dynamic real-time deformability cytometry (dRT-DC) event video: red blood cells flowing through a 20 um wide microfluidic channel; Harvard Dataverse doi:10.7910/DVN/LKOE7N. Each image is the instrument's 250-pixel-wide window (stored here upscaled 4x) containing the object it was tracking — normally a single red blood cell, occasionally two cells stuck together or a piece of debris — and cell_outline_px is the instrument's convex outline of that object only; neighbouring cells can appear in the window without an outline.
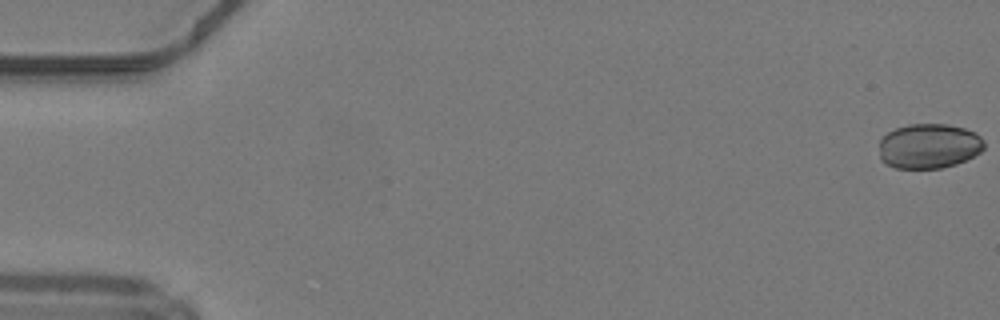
{"species": "common noctule bat (a hibernating species)", "species_latin": "Nyctalus noctula", "temperature_condition": "warm", "stored_images_in_passage": 50, "camera_frame_rate_fps": 3000, "um_per_image_px": 0.085, "animal": {"sex": "male", "body_mass_g": 19.2, "forearm_length_mm": 51.8}, "frame": {"image": 1, "passage_image": 1, "time_ms": 0.0, "image_size_px": [1000, 320], "cell_outline_px": [[984, 148], [980, 152], [956, 164], [940, 168], [896, 168], [884, 164], [880, 160], [880, 140], [888, 132], [896, 128], [908, 124], [948, 124], [964, 128], [976, 132], [984, 140]], "centroid_in_image_um": [78.95, 12.41], "position_along_channel_um": 6.0, "area_um2": 27.57}}
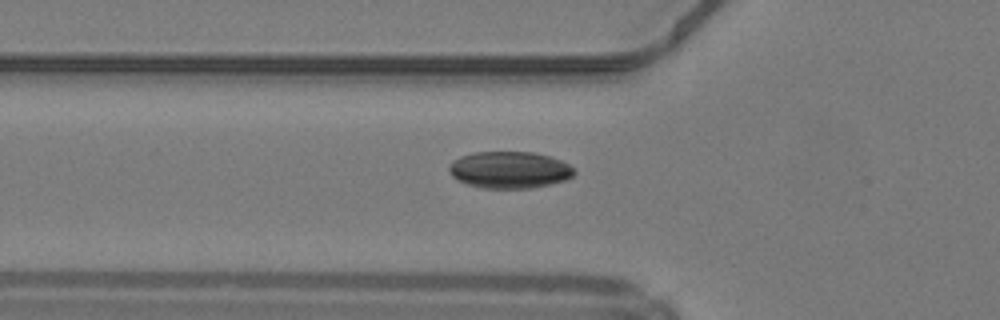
{"frame": {"image": 2, "passage_image": 18, "time_ms": 5.667, "image_size_px": [1000, 320], "cell_outline_px": [[576, 172], [572, 176], [564, 180], [532, 188], [484, 188], [468, 184], [456, 180], [452, 176], [448, 168], [448, 164], [452, 160], [460, 156], [476, 152], [532, 152], [548, 156], [560, 160], [568, 164]], "centroid_in_image_um": [43.26, 14.43], "position_along_channel_um": 82.5, "area_um2": 26.76}}
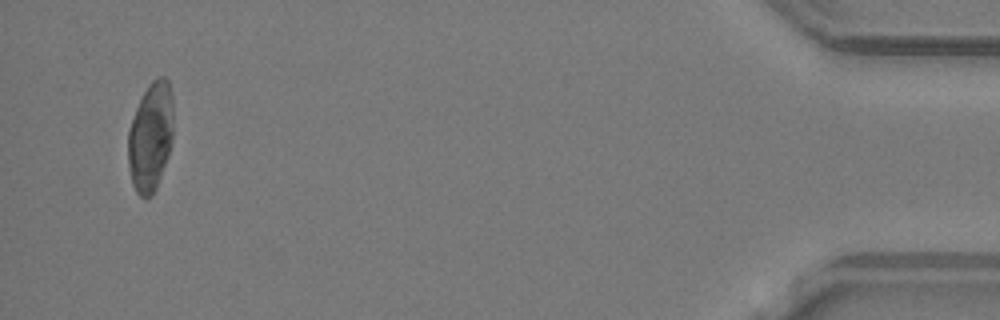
{"frame": {"image": 3, "passage_image": 48, "time_ms": 15.667, "image_size_px": [1000, 320], "cell_outline_px": [[172, 140], [168, 156], [156, 188], [152, 196], [140, 196], [136, 192], [132, 184], [128, 168], [128, 132], [136, 108], [148, 84], [156, 76], [164, 76], [168, 80], [172, 92]], "centroid_in_image_um": [12.8, 11.6], "position_along_channel_um": 422.4, "area_um2": 28.84}, "authors_computed_cell_mechanics": {"area_um2": 27.6284, "velocity_mm_per_s": 4.229, "shape_relaxation_time_tau1_ms": 9.8915, "shape_relaxation_time_tau2_ms": 2.058, "deformation_change_tau1": 0.1702, "deformation_change_tau2": 0.0404}}